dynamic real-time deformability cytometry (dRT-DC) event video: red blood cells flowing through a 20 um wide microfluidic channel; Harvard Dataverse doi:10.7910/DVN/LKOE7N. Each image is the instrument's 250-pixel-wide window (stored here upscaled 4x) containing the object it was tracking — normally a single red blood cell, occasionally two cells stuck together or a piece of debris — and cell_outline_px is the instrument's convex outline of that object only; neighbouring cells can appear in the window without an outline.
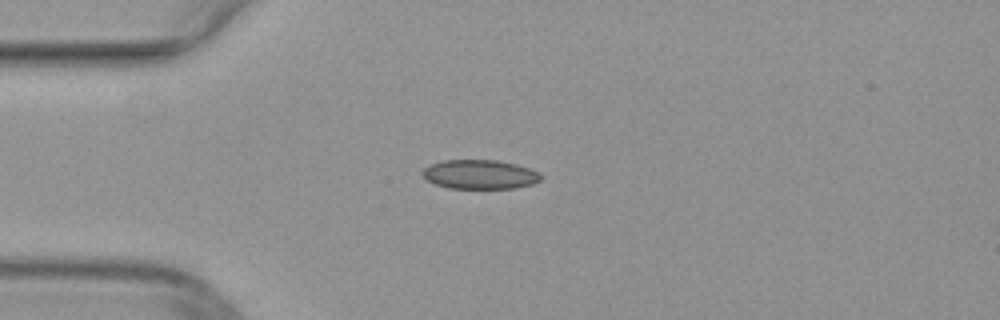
{"species": "common noctule bat (a hibernating species)", "species_latin": "Nyctalus noctula", "temperature_condition": "warm", "stored_images_in_passage": 10, "camera_frame_rate_fps": 3000, "um_per_image_px": 0.085, "animal": {"sex": "female", "body_mass_g": 29.2, "forearm_length_mm": 56.3}, "frame": {"image": 1, "passage_image": 1, "time_ms": 0.0, "image_size_px": [1000, 320], "cell_outline_px": [[544, 176], [540, 180], [532, 184], [512, 188], [448, 188], [424, 180], [420, 172], [424, 168], [432, 164], [444, 160], [496, 160], [516, 164], [540, 172]], "centroid_in_image_um": [40.77, 14.82], "position_along_channel_um": 44.2, "area_um2": 20.23}}
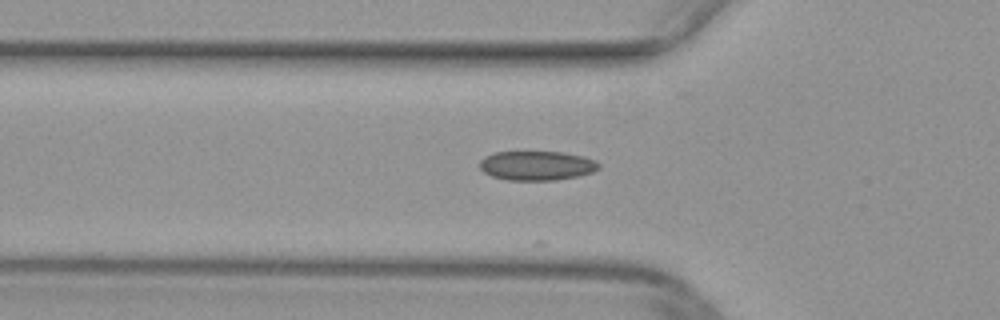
{"frame": {"image": 2, "passage_image": 5, "time_ms": 1.333, "image_size_px": [1000, 320], "cell_outline_px": [[600, 168], [592, 172], [576, 176], [556, 180], [508, 180], [492, 176], [484, 172], [480, 168], [480, 160], [484, 156], [496, 152], [564, 152], [596, 160], [600, 164]], "centroid_in_image_um": [45.62, 14.07], "position_along_channel_um": 80.2, "area_um2": 20.29}}
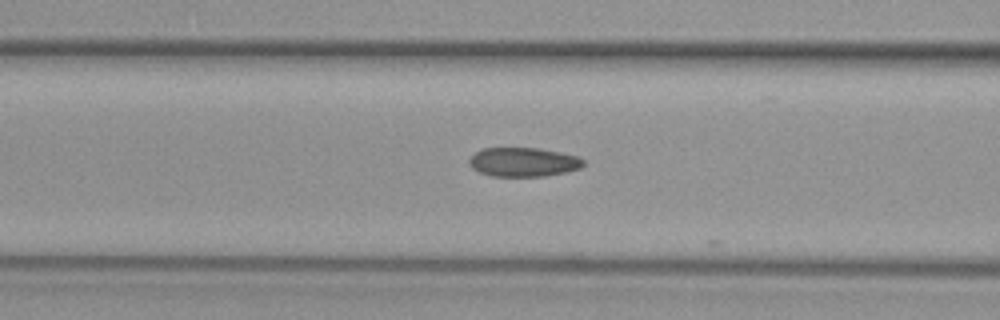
{"frame": {"image": 3, "passage_image": 8, "time_ms": 2.333, "image_size_px": [1000, 320], "cell_outline_px": [[584, 164], [580, 168], [568, 172], [544, 176], [492, 176], [480, 172], [472, 168], [468, 164], [468, 160], [476, 152], [484, 148], [536, 148], [560, 152], [576, 156], [584, 160]], "centroid_in_image_um": [44.48, 13.78], "position_along_channel_um": 122.1, "area_um2": 19.31}}